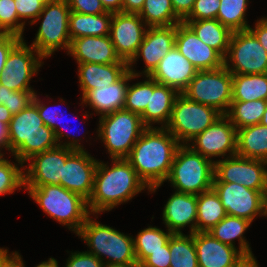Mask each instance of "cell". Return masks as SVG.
I'll return each mask as SVG.
<instances>
[{"label": "cell", "instance_id": "ba28073f", "mask_svg": "<svg viewBox=\"0 0 267 267\" xmlns=\"http://www.w3.org/2000/svg\"><path fill=\"white\" fill-rule=\"evenodd\" d=\"M71 9L66 0H54L44 6L42 12L31 24L39 20L41 24L30 46L45 59L51 57L56 51L67 50L71 43L69 36V15Z\"/></svg>", "mask_w": 267, "mask_h": 267}, {"label": "cell", "instance_id": "7c38bea8", "mask_svg": "<svg viewBox=\"0 0 267 267\" xmlns=\"http://www.w3.org/2000/svg\"><path fill=\"white\" fill-rule=\"evenodd\" d=\"M25 41L22 38L11 49L0 74V84L9 90L35 91L30 86V81L35 74H38L40 67L44 64V58Z\"/></svg>", "mask_w": 267, "mask_h": 267}, {"label": "cell", "instance_id": "6125c7cd", "mask_svg": "<svg viewBox=\"0 0 267 267\" xmlns=\"http://www.w3.org/2000/svg\"><path fill=\"white\" fill-rule=\"evenodd\" d=\"M7 98H8V88L0 84V103H2V105H5Z\"/></svg>", "mask_w": 267, "mask_h": 267}, {"label": "cell", "instance_id": "e0dca14e", "mask_svg": "<svg viewBox=\"0 0 267 267\" xmlns=\"http://www.w3.org/2000/svg\"><path fill=\"white\" fill-rule=\"evenodd\" d=\"M176 27L177 25L148 27L136 55L128 63V70L136 76H149L161 59L175 46ZM140 57L145 63L142 72L134 69V64Z\"/></svg>", "mask_w": 267, "mask_h": 267}, {"label": "cell", "instance_id": "db71d44e", "mask_svg": "<svg viewBox=\"0 0 267 267\" xmlns=\"http://www.w3.org/2000/svg\"><path fill=\"white\" fill-rule=\"evenodd\" d=\"M175 14L183 21L192 11L195 0H171Z\"/></svg>", "mask_w": 267, "mask_h": 267}, {"label": "cell", "instance_id": "277c9868", "mask_svg": "<svg viewBox=\"0 0 267 267\" xmlns=\"http://www.w3.org/2000/svg\"><path fill=\"white\" fill-rule=\"evenodd\" d=\"M91 216L98 218L97 214H90L76 234L90 249L86 252L95 255L104 264H137L133 236L104 225Z\"/></svg>", "mask_w": 267, "mask_h": 267}, {"label": "cell", "instance_id": "7bdbcfd3", "mask_svg": "<svg viewBox=\"0 0 267 267\" xmlns=\"http://www.w3.org/2000/svg\"><path fill=\"white\" fill-rule=\"evenodd\" d=\"M221 0H195L191 13L183 21L216 19Z\"/></svg>", "mask_w": 267, "mask_h": 267}, {"label": "cell", "instance_id": "f546056e", "mask_svg": "<svg viewBox=\"0 0 267 267\" xmlns=\"http://www.w3.org/2000/svg\"><path fill=\"white\" fill-rule=\"evenodd\" d=\"M196 36L209 47L226 56L232 31L222 25L217 19H203L196 21H182Z\"/></svg>", "mask_w": 267, "mask_h": 267}, {"label": "cell", "instance_id": "3957f363", "mask_svg": "<svg viewBox=\"0 0 267 267\" xmlns=\"http://www.w3.org/2000/svg\"><path fill=\"white\" fill-rule=\"evenodd\" d=\"M8 140L10 154L23 164L32 156L58 146L54 131L44 124L33 102L12 116Z\"/></svg>", "mask_w": 267, "mask_h": 267}, {"label": "cell", "instance_id": "6da1fadb", "mask_svg": "<svg viewBox=\"0 0 267 267\" xmlns=\"http://www.w3.org/2000/svg\"><path fill=\"white\" fill-rule=\"evenodd\" d=\"M181 144L166 129L147 127L126 158L139 178L155 193L167 179Z\"/></svg>", "mask_w": 267, "mask_h": 267}, {"label": "cell", "instance_id": "f5cc1de1", "mask_svg": "<svg viewBox=\"0 0 267 267\" xmlns=\"http://www.w3.org/2000/svg\"><path fill=\"white\" fill-rule=\"evenodd\" d=\"M22 255L18 251L9 252L7 248H2V267H25Z\"/></svg>", "mask_w": 267, "mask_h": 267}, {"label": "cell", "instance_id": "484cf974", "mask_svg": "<svg viewBox=\"0 0 267 267\" xmlns=\"http://www.w3.org/2000/svg\"><path fill=\"white\" fill-rule=\"evenodd\" d=\"M81 97L89 90L118 81L127 71L128 63H77Z\"/></svg>", "mask_w": 267, "mask_h": 267}, {"label": "cell", "instance_id": "7dc6e473", "mask_svg": "<svg viewBox=\"0 0 267 267\" xmlns=\"http://www.w3.org/2000/svg\"><path fill=\"white\" fill-rule=\"evenodd\" d=\"M71 11L81 14L99 15L105 13L100 0H66Z\"/></svg>", "mask_w": 267, "mask_h": 267}, {"label": "cell", "instance_id": "f6af8a7d", "mask_svg": "<svg viewBox=\"0 0 267 267\" xmlns=\"http://www.w3.org/2000/svg\"><path fill=\"white\" fill-rule=\"evenodd\" d=\"M19 19L26 25H31L42 12L44 5L39 0H14ZM24 19V20H23Z\"/></svg>", "mask_w": 267, "mask_h": 267}, {"label": "cell", "instance_id": "03108f58", "mask_svg": "<svg viewBox=\"0 0 267 267\" xmlns=\"http://www.w3.org/2000/svg\"><path fill=\"white\" fill-rule=\"evenodd\" d=\"M262 125L267 126V108L263 114L262 120L260 122Z\"/></svg>", "mask_w": 267, "mask_h": 267}, {"label": "cell", "instance_id": "a7ac6f4b", "mask_svg": "<svg viewBox=\"0 0 267 267\" xmlns=\"http://www.w3.org/2000/svg\"><path fill=\"white\" fill-rule=\"evenodd\" d=\"M0 267H2V248L0 247Z\"/></svg>", "mask_w": 267, "mask_h": 267}, {"label": "cell", "instance_id": "ffe728a7", "mask_svg": "<svg viewBox=\"0 0 267 267\" xmlns=\"http://www.w3.org/2000/svg\"><path fill=\"white\" fill-rule=\"evenodd\" d=\"M175 47L198 70H215L224 66V57L202 42L185 24H177Z\"/></svg>", "mask_w": 267, "mask_h": 267}, {"label": "cell", "instance_id": "89a4df30", "mask_svg": "<svg viewBox=\"0 0 267 267\" xmlns=\"http://www.w3.org/2000/svg\"><path fill=\"white\" fill-rule=\"evenodd\" d=\"M5 35V33L0 29V39Z\"/></svg>", "mask_w": 267, "mask_h": 267}, {"label": "cell", "instance_id": "c3c4849f", "mask_svg": "<svg viewBox=\"0 0 267 267\" xmlns=\"http://www.w3.org/2000/svg\"><path fill=\"white\" fill-rule=\"evenodd\" d=\"M169 241L162 250L151 252V254L140 264V267H170Z\"/></svg>", "mask_w": 267, "mask_h": 267}, {"label": "cell", "instance_id": "6f0895ef", "mask_svg": "<svg viewBox=\"0 0 267 267\" xmlns=\"http://www.w3.org/2000/svg\"><path fill=\"white\" fill-rule=\"evenodd\" d=\"M4 149L9 151L8 125L0 122V155L5 154L1 152Z\"/></svg>", "mask_w": 267, "mask_h": 267}, {"label": "cell", "instance_id": "ac0fdd59", "mask_svg": "<svg viewBox=\"0 0 267 267\" xmlns=\"http://www.w3.org/2000/svg\"><path fill=\"white\" fill-rule=\"evenodd\" d=\"M147 28L138 13H113L109 36L121 60L129 63L134 58Z\"/></svg>", "mask_w": 267, "mask_h": 267}, {"label": "cell", "instance_id": "be15d7a7", "mask_svg": "<svg viewBox=\"0 0 267 267\" xmlns=\"http://www.w3.org/2000/svg\"><path fill=\"white\" fill-rule=\"evenodd\" d=\"M104 267H140L138 264H127V265H122V264H104Z\"/></svg>", "mask_w": 267, "mask_h": 267}, {"label": "cell", "instance_id": "836d02e7", "mask_svg": "<svg viewBox=\"0 0 267 267\" xmlns=\"http://www.w3.org/2000/svg\"><path fill=\"white\" fill-rule=\"evenodd\" d=\"M267 108V100L232 101L226 116L236 129L259 124Z\"/></svg>", "mask_w": 267, "mask_h": 267}, {"label": "cell", "instance_id": "ee69618b", "mask_svg": "<svg viewBox=\"0 0 267 267\" xmlns=\"http://www.w3.org/2000/svg\"><path fill=\"white\" fill-rule=\"evenodd\" d=\"M35 91H14L8 89V98L6 106L12 115H16L27 108L34 99Z\"/></svg>", "mask_w": 267, "mask_h": 267}, {"label": "cell", "instance_id": "681fc988", "mask_svg": "<svg viewBox=\"0 0 267 267\" xmlns=\"http://www.w3.org/2000/svg\"><path fill=\"white\" fill-rule=\"evenodd\" d=\"M21 39L20 36L14 34H5L0 39V74L4 69L9 52Z\"/></svg>", "mask_w": 267, "mask_h": 267}, {"label": "cell", "instance_id": "8fae6325", "mask_svg": "<svg viewBox=\"0 0 267 267\" xmlns=\"http://www.w3.org/2000/svg\"><path fill=\"white\" fill-rule=\"evenodd\" d=\"M224 66L232 74L267 73V52L249 29L234 31Z\"/></svg>", "mask_w": 267, "mask_h": 267}, {"label": "cell", "instance_id": "4fadbf2b", "mask_svg": "<svg viewBox=\"0 0 267 267\" xmlns=\"http://www.w3.org/2000/svg\"><path fill=\"white\" fill-rule=\"evenodd\" d=\"M213 182L238 183L264 192L267 184V162L234 155L215 160Z\"/></svg>", "mask_w": 267, "mask_h": 267}, {"label": "cell", "instance_id": "44dd1931", "mask_svg": "<svg viewBox=\"0 0 267 267\" xmlns=\"http://www.w3.org/2000/svg\"><path fill=\"white\" fill-rule=\"evenodd\" d=\"M135 78L137 79L139 76L128 70L115 83L87 91L82 97H79L82 100L81 104L85 107L90 106L89 108L94 110L96 116L98 114L100 117L124 109L128 82Z\"/></svg>", "mask_w": 267, "mask_h": 267}, {"label": "cell", "instance_id": "d590c367", "mask_svg": "<svg viewBox=\"0 0 267 267\" xmlns=\"http://www.w3.org/2000/svg\"><path fill=\"white\" fill-rule=\"evenodd\" d=\"M148 27L172 26L182 23L175 14L171 0H145L138 13Z\"/></svg>", "mask_w": 267, "mask_h": 267}, {"label": "cell", "instance_id": "4dcf8cb0", "mask_svg": "<svg viewBox=\"0 0 267 267\" xmlns=\"http://www.w3.org/2000/svg\"><path fill=\"white\" fill-rule=\"evenodd\" d=\"M113 13L81 14L74 11L69 15V36L72 39L87 36H108Z\"/></svg>", "mask_w": 267, "mask_h": 267}, {"label": "cell", "instance_id": "74e56055", "mask_svg": "<svg viewBox=\"0 0 267 267\" xmlns=\"http://www.w3.org/2000/svg\"><path fill=\"white\" fill-rule=\"evenodd\" d=\"M249 0H221L217 20L227 26L232 32L248 30L246 11Z\"/></svg>", "mask_w": 267, "mask_h": 267}, {"label": "cell", "instance_id": "5b68a950", "mask_svg": "<svg viewBox=\"0 0 267 267\" xmlns=\"http://www.w3.org/2000/svg\"><path fill=\"white\" fill-rule=\"evenodd\" d=\"M28 195L50 218L77 234L90 215L87 201L61 185L24 187Z\"/></svg>", "mask_w": 267, "mask_h": 267}, {"label": "cell", "instance_id": "f35d334b", "mask_svg": "<svg viewBox=\"0 0 267 267\" xmlns=\"http://www.w3.org/2000/svg\"><path fill=\"white\" fill-rule=\"evenodd\" d=\"M16 163L0 155V196L13 194L14 191L24 189V164L15 158ZM19 165V166H18Z\"/></svg>", "mask_w": 267, "mask_h": 267}, {"label": "cell", "instance_id": "7402d4cb", "mask_svg": "<svg viewBox=\"0 0 267 267\" xmlns=\"http://www.w3.org/2000/svg\"><path fill=\"white\" fill-rule=\"evenodd\" d=\"M197 69L174 46L149 75L159 84L174 88L182 93L195 77Z\"/></svg>", "mask_w": 267, "mask_h": 267}, {"label": "cell", "instance_id": "11a10c76", "mask_svg": "<svg viewBox=\"0 0 267 267\" xmlns=\"http://www.w3.org/2000/svg\"><path fill=\"white\" fill-rule=\"evenodd\" d=\"M145 0H123V13H139L143 8Z\"/></svg>", "mask_w": 267, "mask_h": 267}, {"label": "cell", "instance_id": "9f6ffc18", "mask_svg": "<svg viewBox=\"0 0 267 267\" xmlns=\"http://www.w3.org/2000/svg\"><path fill=\"white\" fill-rule=\"evenodd\" d=\"M106 12L118 13L122 12L123 0H100Z\"/></svg>", "mask_w": 267, "mask_h": 267}, {"label": "cell", "instance_id": "d6a6232c", "mask_svg": "<svg viewBox=\"0 0 267 267\" xmlns=\"http://www.w3.org/2000/svg\"><path fill=\"white\" fill-rule=\"evenodd\" d=\"M226 215V210L213 189L197 195L196 232H207Z\"/></svg>", "mask_w": 267, "mask_h": 267}, {"label": "cell", "instance_id": "bcb514c9", "mask_svg": "<svg viewBox=\"0 0 267 267\" xmlns=\"http://www.w3.org/2000/svg\"><path fill=\"white\" fill-rule=\"evenodd\" d=\"M65 267H104V263L95 255L88 252H71Z\"/></svg>", "mask_w": 267, "mask_h": 267}, {"label": "cell", "instance_id": "5bb4252c", "mask_svg": "<svg viewBox=\"0 0 267 267\" xmlns=\"http://www.w3.org/2000/svg\"><path fill=\"white\" fill-rule=\"evenodd\" d=\"M188 145L194 151L215 163L214 159L216 157H224L225 159L236 155L237 129L226 115H222L192 139Z\"/></svg>", "mask_w": 267, "mask_h": 267}, {"label": "cell", "instance_id": "cb8c5ba5", "mask_svg": "<svg viewBox=\"0 0 267 267\" xmlns=\"http://www.w3.org/2000/svg\"><path fill=\"white\" fill-rule=\"evenodd\" d=\"M199 267H234L244 256L238 248L224 244L208 232H195Z\"/></svg>", "mask_w": 267, "mask_h": 267}, {"label": "cell", "instance_id": "8992f818", "mask_svg": "<svg viewBox=\"0 0 267 267\" xmlns=\"http://www.w3.org/2000/svg\"><path fill=\"white\" fill-rule=\"evenodd\" d=\"M214 171L213 161L194 151L188 144H181L165 181L171 183L177 192L199 195L212 189Z\"/></svg>", "mask_w": 267, "mask_h": 267}, {"label": "cell", "instance_id": "e7e4bbea", "mask_svg": "<svg viewBox=\"0 0 267 267\" xmlns=\"http://www.w3.org/2000/svg\"><path fill=\"white\" fill-rule=\"evenodd\" d=\"M263 201H264V214L267 217V184L263 193Z\"/></svg>", "mask_w": 267, "mask_h": 267}, {"label": "cell", "instance_id": "60d3db41", "mask_svg": "<svg viewBox=\"0 0 267 267\" xmlns=\"http://www.w3.org/2000/svg\"><path fill=\"white\" fill-rule=\"evenodd\" d=\"M25 24L19 19L14 0H0V29L5 34L23 37Z\"/></svg>", "mask_w": 267, "mask_h": 267}, {"label": "cell", "instance_id": "52a82bcc", "mask_svg": "<svg viewBox=\"0 0 267 267\" xmlns=\"http://www.w3.org/2000/svg\"><path fill=\"white\" fill-rule=\"evenodd\" d=\"M97 139H100L111 159L127 158L143 131L147 128L140 115L126 109L99 117Z\"/></svg>", "mask_w": 267, "mask_h": 267}, {"label": "cell", "instance_id": "f1b7e54d", "mask_svg": "<svg viewBox=\"0 0 267 267\" xmlns=\"http://www.w3.org/2000/svg\"><path fill=\"white\" fill-rule=\"evenodd\" d=\"M236 154L267 162V126L259 123L237 129Z\"/></svg>", "mask_w": 267, "mask_h": 267}, {"label": "cell", "instance_id": "4316f807", "mask_svg": "<svg viewBox=\"0 0 267 267\" xmlns=\"http://www.w3.org/2000/svg\"><path fill=\"white\" fill-rule=\"evenodd\" d=\"M178 94L174 88L158 84L153 92H150L147 107L140 115L143 124L146 127H153L152 125L157 123L161 128H165L170 121L173 104Z\"/></svg>", "mask_w": 267, "mask_h": 267}, {"label": "cell", "instance_id": "1f68e13d", "mask_svg": "<svg viewBox=\"0 0 267 267\" xmlns=\"http://www.w3.org/2000/svg\"><path fill=\"white\" fill-rule=\"evenodd\" d=\"M267 100V73L232 74V101Z\"/></svg>", "mask_w": 267, "mask_h": 267}, {"label": "cell", "instance_id": "91938a15", "mask_svg": "<svg viewBox=\"0 0 267 267\" xmlns=\"http://www.w3.org/2000/svg\"><path fill=\"white\" fill-rule=\"evenodd\" d=\"M12 116L13 115L11 114L9 109L6 106L2 105V103H0V122L9 125Z\"/></svg>", "mask_w": 267, "mask_h": 267}, {"label": "cell", "instance_id": "9a60e30c", "mask_svg": "<svg viewBox=\"0 0 267 267\" xmlns=\"http://www.w3.org/2000/svg\"><path fill=\"white\" fill-rule=\"evenodd\" d=\"M216 192L227 215L253 222L258 216H265L263 193L238 183L213 182Z\"/></svg>", "mask_w": 267, "mask_h": 267}, {"label": "cell", "instance_id": "9c48e42d", "mask_svg": "<svg viewBox=\"0 0 267 267\" xmlns=\"http://www.w3.org/2000/svg\"><path fill=\"white\" fill-rule=\"evenodd\" d=\"M182 94L226 115L232 102V73L225 66L197 71Z\"/></svg>", "mask_w": 267, "mask_h": 267}, {"label": "cell", "instance_id": "d4e9b609", "mask_svg": "<svg viewBox=\"0 0 267 267\" xmlns=\"http://www.w3.org/2000/svg\"><path fill=\"white\" fill-rule=\"evenodd\" d=\"M67 55L76 63H127L117 55L110 36H87L72 39Z\"/></svg>", "mask_w": 267, "mask_h": 267}, {"label": "cell", "instance_id": "003e7915", "mask_svg": "<svg viewBox=\"0 0 267 267\" xmlns=\"http://www.w3.org/2000/svg\"><path fill=\"white\" fill-rule=\"evenodd\" d=\"M53 1L54 0H39V2H41L44 6Z\"/></svg>", "mask_w": 267, "mask_h": 267}, {"label": "cell", "instance_id": "f907efd6", "mask_svg": "<svg viewBox=\"0 0 267 267\" xmlns=\"http://www.w3.org/2000/svg\"><path fill=\"white\" fill-rule=\"evenodd\" d=\"M67 118V117H66ZM67 121V120H66ZM64 120H63V129L64 126H66V124L64 125ZM69 130V129H68ZM78 130V129H77ZM65 130H54V134H55V137H56V140L58 142V145L60 146H64V147H67V148H70V149H73V150H85L84 149V146L81 145L82 143L80 142L81 138L78 139V137H76L75 135H72L71 137V134L68 133V131L66 133H64ZM68 138L69 140H66L65 142H63L62 138ZM72 138V139H70ZM61 140V141H60Z\"/></svg>", "mask_w": 267, "mask_h": 267}, {"label": "cell", "instance_id": "94428289", "mask_svg": "<svg viewBox=\"0 0 267 267\" xmlns=\"http://www.w3.org/2000/svg\"><path fill=\"white\" fill-rule=\"evenodd\" d=\"M34 267H59V265L58 261L51 257L48 260L43 261Z\"/></svg>", "mask_w": 267, "mask_h": 267}, {"label": "cell", "instance_id": "7a4b0ae2", "mask_svg": "<svg viewBox=\"0 0 267 267\" xmlns=\"http://www.w3.org/2000/svg\"><path fill=\"white\" fill-rule=\"evenodd\" d=\"M110 160L112 165L98 160L92 194L87 201L90 214L101 215L130 201L141 191L148 190L149 193L150 189L126 158Z\"/></svg>", "mask_w": 267, "mask_h": 267}, {"label": "cell", "instance_id": "2e32d148", "mask_svg": "<svg viewBox=\"0 0 267 267\" xmlns=\"http://www.w3.org/2000/svg\"><path fill=\"white\" fill-rule=\"evenodd\" d=\"M74 151L58 145L32 156L26 161L29 163L28 167L24 165V186L60 185L63 165Z\"/></svg>", "mask_w": 267, "mask_h": 267}, {"label": "cell", "instance_id": "680465c9", "mask_svg": "<svg viewBox=\"0 0 267 267\" xmlns=\"http://www.w3.org/2000/svg\"><path fill=\"white\" fill-rule=\"evenodd\" d=\"M256 257L253 255L243 256L234 267H259Z\"/></svg>", "mask_w": 267, "mask_h": 267}, {"label": "cell", "instance_id": "8d00e7d4", "mask_svg": "<svg viewBox=\"0 0 267 267\" xmlns=\"http://www.w3.org/2000/svg\"><path fill=\"white\" fill-rule=\"evenodd\" d=\"M170 267H199L194 233L173 234L169 239Z\"/></svg>", "mask_w": 267, "mask_h": 267}, {"label": "cell", "instance_id": "30bf717a", "mask_svg": "<svg viewBox=\"0 0 267 267\" xmlns=\"http://www.w3.org/2000/svg\"><path fill=\"white\" fill-rule=\"evenodd\" d=\"M221 116L216 109L194 102L179 93L165 128L180 144H188Z\"/></svg>", "mask_w": 267, "mask_h": 267}, {"label": "cell", "instance_id": "603a6c76", "mask_svg": "<svg viewBox=\"0 0 267 267\" xmlns=\"http://www.w3.org/2000/svg\"><path fill=\"white\" fill-rule=\"evenodd\" d=\"M197 195L174 191L164 205L162 221L173 234L183 233L182 229L190 227V234L196 232Z\"/></svg>", "mask_w": 267, "mask_h": 267}, {"label": "cell", "instance_id": "e575fe53", "mask_svg": "<svg viewBox=\"0 0 267 267\" xmlns=\"http://www.w3.org/2000/svg\"><path fill=\"white\" fill-rule=\"evenodd\" d=\"M172 235L173 233L167 228L166 232H164L161 228L151 225L138 232L133 237L137 264L140 265L151 252L162 250V246L168 243Z\"/></svg>", "mask_w": 267, "mask_h": 267}, {"label": "cell", "instance_id": "83f0119b", "mask_svg": "<svg viewBox=\"0 0 267 267\" xmlns=\"http://www.w3.org/2000/svg\"><path fill=\"white\" fill-rule=\"evenodd\" d=\"M249 220L226 215L221 221L213 226L207 232L220 242L237 248L235 240L237 239L238 250L244 255H253L250 243L246 240L245 231L251 226Z\"/></svg>", "mask_w": 267, "mask_h": 267}, {"label": "cell", "instance_id": "d6986e66", "mask_svg": "<svg viewBox=\"0 0 267 267\" xmlns=\"http://www.w3.org/2000/svg\"><path fill=\"white\" fill-rule=\"evenodd\" d=\"M98 160L86 150H75L63 165L60 185L89 200L94 183Z\"/></svg>", "mask_w": 267, "mask_h": 267}, {"label": "cell", "instance_id": "816d5d0a", "mask_svg": "<svg viewBox=\"0 0 267 267\" xmlns=\"http://www.w3.org/2000/svg\"><path fill=\"white\" fill-rule=\"evenodd\" d=\"M249 30L256 36L267 52V16L257 19L254 28L249 27Z\"/></svg>", "mask_w": 267, "mask_h": 267}, {"label": "cell", "instance_id": "b9f144b4", "mask_svg": "<svg viewBox=\"0 0 267 267\" xmlns=\"http://www.w3.org/2000/svg\"><path fill=\"white\" fill-rule=\"evenodd\" d=\"M40 100L41 99L39 98L36 92L34 99H33V103L37 106L39 115L42 118L44 124L47 127L51 128L53 131L62 130L63 129L62 123H63V117L65 115V112L62 113L59 109H57V106L56 108H53V107L51 108L49 106H46L45 104H43L44 102Z\"/></svg>", "mask_w": 267, "mask_h": 267}, {"label": "cell", "instance_id": "ab89813d", "mask_svg": "<svg viewBox=\"0 0 267 267\" xmlns=\"http://www.w3.org/2000/svg\"><path fill=\"white\" fill-rule=\"evenodd\" d=\"M147 78V79H146ZM159 83L150 76L145 75V80L134 84H129L126 92V102L124 109L141 115L149 102L150 92Z\"/></svg>", "mask_w": 267, "mask_h": 267}]
</instances>
